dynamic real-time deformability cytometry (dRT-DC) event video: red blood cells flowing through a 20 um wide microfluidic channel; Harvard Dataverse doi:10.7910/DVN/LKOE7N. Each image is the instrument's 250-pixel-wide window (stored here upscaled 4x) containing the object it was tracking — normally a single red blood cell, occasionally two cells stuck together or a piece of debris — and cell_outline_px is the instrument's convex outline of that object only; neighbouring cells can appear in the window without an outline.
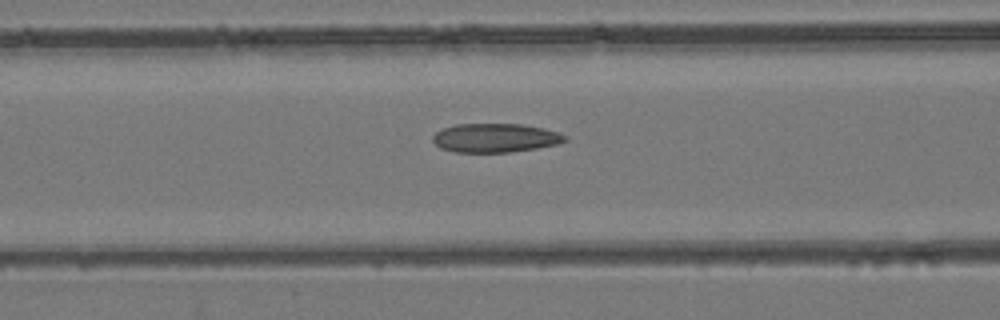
{"species": "common noctule bat (a hibernating species)", "species_latin": "Nyctalus noctula", "temperature_condition": "room temperature", "stored_images_in_passage": 42, "camera_frame_rate_fps": 3000, "um_per_image_px": 0.085, "animal": {"sex": "female", "body_mass_g": 24.6, "forearm_length_mm": 56.2}, "frame": {"image": 1, "passage_image": 14, "time_ms": 4.333, "image_size_px": [1000, 320], "cell_outline_px": [[568, 140], [556, 144], [536, 148], [508, 152], [456, 152], [440, 148], [432, 140], [432, 136], [436, 132], [444, 128], [456, 124], [524, 124], [544, 128], [568, 136]], "centroid_in_image_um": [42.1, 11.71], "position_along_channel_um": 124.5, "area_um2": 22.2}}
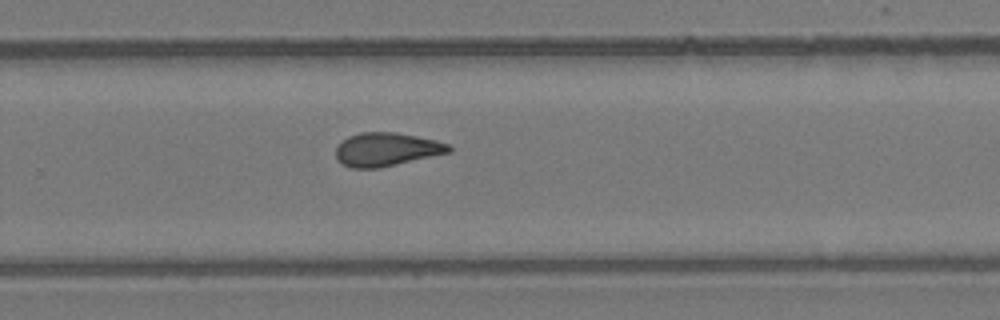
{"frame": {"image": 2, "passage_image": 26, "time_ms": 8.333, "image_size_px": [1000, 320], "cell_outline_px": [[452, 152], [396, 164], [376, 168], [352, 168], [344, 164], [336, 156], [336, 148], [348, 136], [360, 132], [396, 132], [436, 140], [448, 144], [452, 148]], "centroid_in_image_um": [32.88, 12.69], "position_along_channel_um": 296.9, "area_um2": 21.79}}
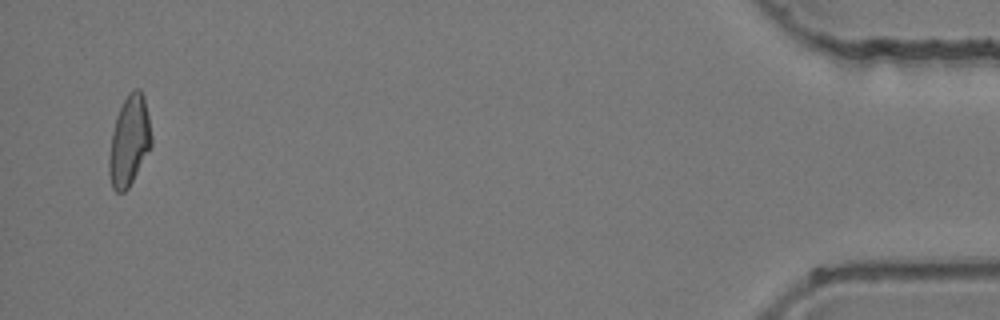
{"frame": {"image": 3, "passage_image": 41, "time_ms": 13.333, "image_size_px": [1000, 320], "cell_outline_px": [[152, 144], [128, 188], [124, 192], [116, 192], [112, 188], [108, 172], [108, 160], [112, 132], [116, 116], [128, 92], [132, 88], [140, 88], [144, 96], [152, 136]], "centroid_in_image_um": [10.97, 11.96], "position_along_channel_um": 424.2, "area_um2": 22.2}}